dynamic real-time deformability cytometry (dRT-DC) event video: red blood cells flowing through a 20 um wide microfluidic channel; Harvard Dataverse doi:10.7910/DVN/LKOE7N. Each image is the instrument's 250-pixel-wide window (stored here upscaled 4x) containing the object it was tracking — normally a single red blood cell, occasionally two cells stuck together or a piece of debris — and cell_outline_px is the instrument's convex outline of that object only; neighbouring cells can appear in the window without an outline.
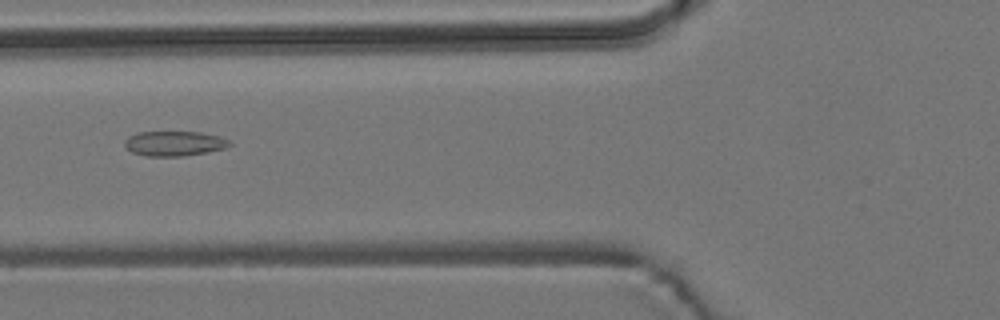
{"species": "common noctule bat (a hibernating species)", "species_latin": "Nyctalus noctula", "temperature_condition": "room temperature", "stored_images_in_passage": 3, "camera_frame_rate_fps": 3000, "um_per_image_px": 0.085, "animal": {"sex": "male", "body_mass_g": 19.2, "forearm_length_mm": 51.8}, "frame": {"image": 1, "passage_image": 3, "time_ms": 2.333, "image_size_px": [1000, 320], "cell_outline_px": [[232, 144], [224, 148], [208, 152], [184, 156], [148, 156], [132, 152], [124, 144], [124, 140], [128, 136], [136, 132], [200, 132], [220, 136], [228, 140]], "centroid_in_image_um": [14.81, 12.19], "position_along_channel_um": 111.0, "area_um2": 15.2}}